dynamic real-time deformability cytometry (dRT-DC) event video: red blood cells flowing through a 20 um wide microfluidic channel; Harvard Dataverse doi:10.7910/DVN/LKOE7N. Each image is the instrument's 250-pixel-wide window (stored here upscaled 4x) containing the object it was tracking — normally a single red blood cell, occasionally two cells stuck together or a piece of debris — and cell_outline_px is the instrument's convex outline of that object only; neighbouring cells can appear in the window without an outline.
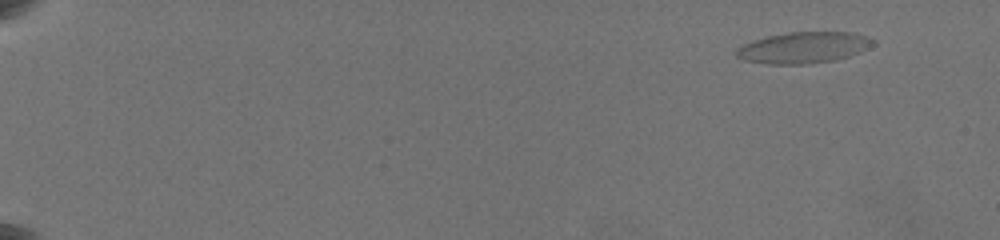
{"species": "common noctule bat (a hibernating species)", "species_latin": "Nyctalus noctula", "temperature_condition": "warm", "stored_images_in_passage": 64, "camera_frame_rate_fps": 3000, "um_per_image_px": 0.085, "animal": {"sex": "female", "body_mass_g": 19.5, "forearm_length_mm": 54.1}, "frame": {"image": 1, "passage_image": 1, "time_ms": 0.0, "image_size_px": [1000, 240], "cell_outline_px": [[872, 44], [856, 52], [832, 60], [796, 64], [776, 64], [744, 60], [736, 56], [736, 52], [740, 48], [756, 40], [772, 36], [792, 32], [840, 32], [860, 36], [872, 40]], "centroid_in_image_um": [68.22, 4.05], "position_along_channel_um": 16.8, "area_um2": 23.18}}
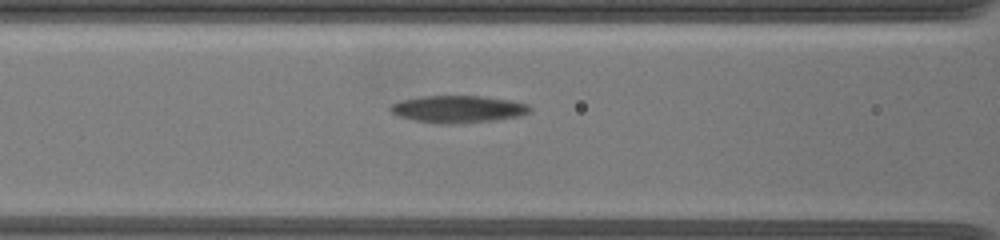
{"frame": {"image": 2, "passage_image": 33, "time_ms": 9.333, "image_size_px": [1000, 240], "cell_outline_px": [[532, 108], [528, 112], [516, 116], [488, 120], [456, 124], [432, 124], [400, 116], [392, 112], [392, 104], [404, 100], [424, 96], [476, 96], [508, 100], [528, 104]], "centroid_in_image_um": [38.92, 9.28], "position_along_channel_um": 127.7, "area_um2": 21.44}}
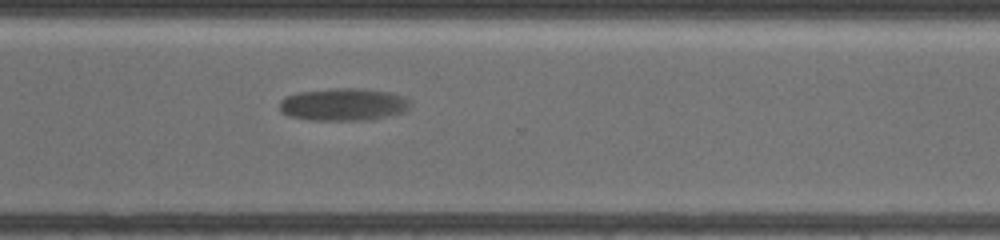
{"frame": {"image": 3, "passage_image": 63, "time_ms": 16.0, "image_size_px": [1000, 240], "cell_outline_px": [[408, 108], [400, 112], [384, 116], [352, 120], [316, 120], [292, 116], [284, 112], [280, 108], [280, 100], [288, 96], [300, 92], [348, 88], [352, 88], [388, 92], [400, 96], [408, 100]], "centroid_in_image_um": [29.14, 8.87], "position_along_channel_um": 341.5, "area_um2": 23.47}}